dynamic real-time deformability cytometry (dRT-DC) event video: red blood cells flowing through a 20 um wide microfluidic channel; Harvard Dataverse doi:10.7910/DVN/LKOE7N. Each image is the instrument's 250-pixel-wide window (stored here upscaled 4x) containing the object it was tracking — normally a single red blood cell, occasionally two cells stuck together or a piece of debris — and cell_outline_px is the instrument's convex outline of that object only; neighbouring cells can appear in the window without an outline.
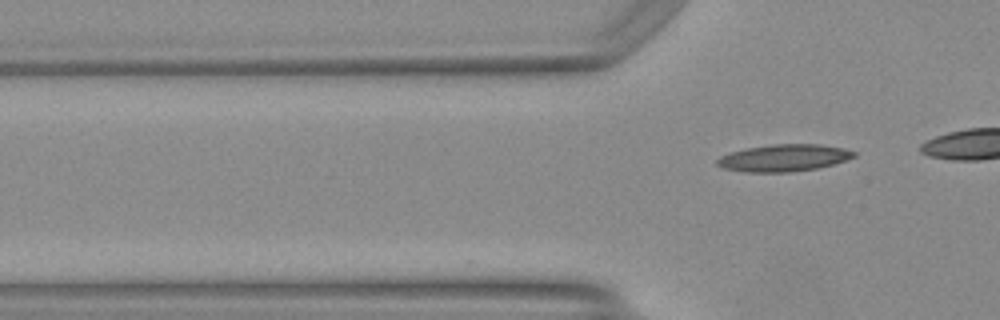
{"species": "Egyptian fruit bat (a non-hibernating species)", "species_latin": "Rousettus aegyptiacus", "temperature_condition": "warm", "stored_images_in_passage": 9, "camera_frame_rate_fps": 3000, "um_per_image_px": 0.085, "animal": {"sex": "female"}, "frame": {"image": 1, "passage_image": 9, "time_ms": 2.667, "image_size_px": [1000, 320], "cell_outline_px": [[856, 156], [832, 164], [816, 168], [788, 172], [744, 172], [724, 168], [716, 164], [716, 160], [720, 156], [732, 152], [748, 148], [772, 144], [820, 144], [844, 148], [856, 152]], "centroid_in_image_um": [66.62, 13.42], "position_along_channel_um": 59.2, "area_um2": 21.33}}